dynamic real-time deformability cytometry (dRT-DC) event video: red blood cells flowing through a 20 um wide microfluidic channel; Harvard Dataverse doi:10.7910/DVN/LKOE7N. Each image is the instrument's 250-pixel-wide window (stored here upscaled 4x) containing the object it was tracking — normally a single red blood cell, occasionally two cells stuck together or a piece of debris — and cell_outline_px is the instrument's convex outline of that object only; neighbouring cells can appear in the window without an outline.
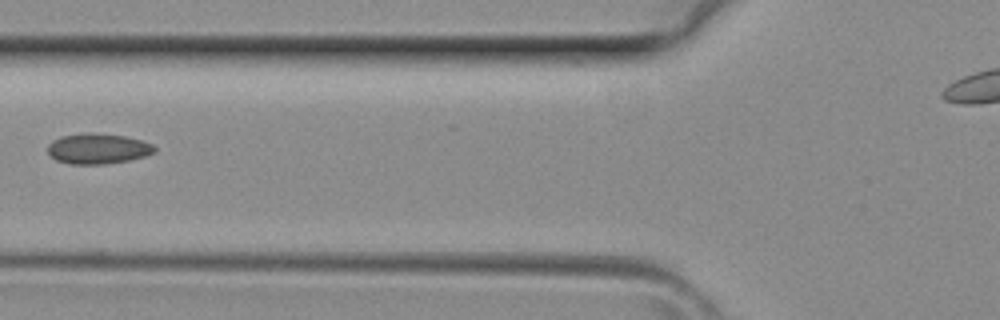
{"species": "common noctule bat (a hibernating species)", "species_latin": "Nyctalus noctula", "temperature_condition": "room temperature", "stored_images_in_passage": 3, "camera_frame_rate_fps": 3000, "um_per_image_px": 0.085, "animal": {"sex": "female", "body_mass_g": 29.2, "forearm_length_mm": 56.3}, "frame": {"image": 1, "passage_image": 3, "time_ms": 0.667, "image_size_px": [1000, 320], "cell_outline_px": [[156, 152], [144, 156], [128, 160], [104, 164], [68, 164], [56, 160], [48, 152], [48, 144], [52, 140], [60, 136], [124, 136], [140, 140], [152, 144], [156, 148]], "centroid_in_image_um": [8.32, 12.69], "position_along_channel_um": 117.5, "area_um2": 17.98}}